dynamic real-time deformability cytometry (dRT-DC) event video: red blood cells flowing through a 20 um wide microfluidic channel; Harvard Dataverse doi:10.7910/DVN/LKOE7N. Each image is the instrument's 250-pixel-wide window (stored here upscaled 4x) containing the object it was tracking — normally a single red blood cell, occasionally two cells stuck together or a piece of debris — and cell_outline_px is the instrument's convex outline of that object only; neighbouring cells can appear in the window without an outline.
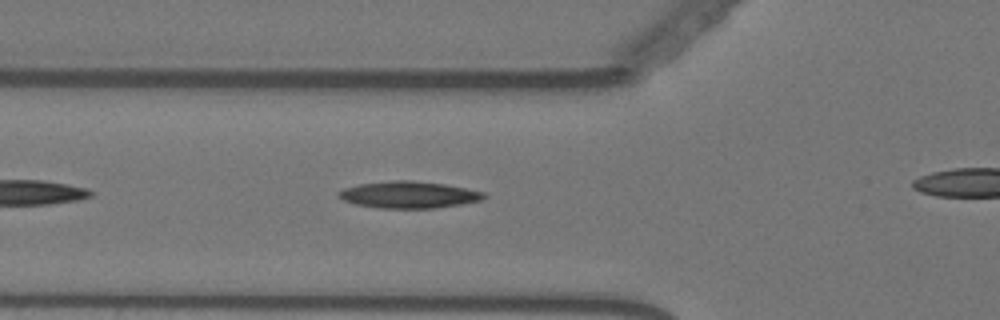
{"species": "Egyptian fruit bat (a non-hibernating species)", "species_latin": "Rousettus aegyptiacus", "temperature_condition": "warm", "stored_images_in_passage": 34, "camera_frame_rate_fps": 3000, "um_per_image_px": 0.085, "animal": {"sex": "female"}, "frame": {"image": 1, "passage_image": 6, "time_ms": 1.667, "image_size_px": [1000, 320], "cell_outline_px": [[488, 196], [480, 200], [460, 204], [436, 208], [380, 208], [356, 204], [344, 200], [336, 196], [344, 188], [360, 184], [392, 180], [412, 180], [444, 184], [484, 192]], "centroid_in_image_um": [34.75, 16.55], "position_along_channel_um": 91.1, "area_um2": 22.48}}
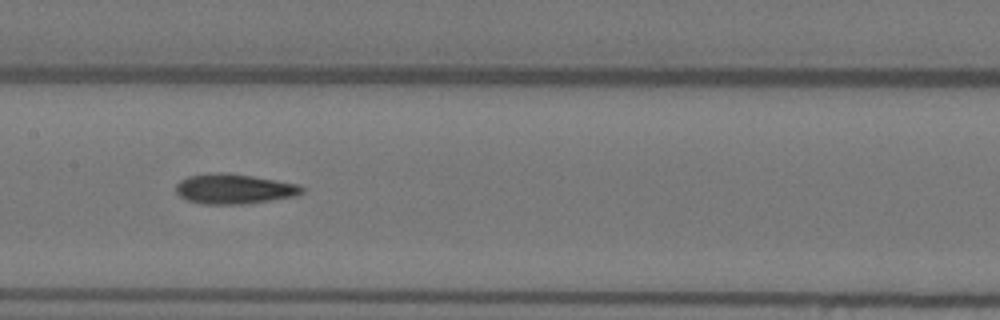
{"frame": {"image": 2, "passage_image": 14, "time_ms": 4.333, "image_size_px": [1000, 320], "cell_outline_px": [[304, 192], [296, 196], [240, 204], [200, 204], [188, 200], [180, 196], [176, 192], [176, 184], [180, 180], [188, 176], [208, 172], [224, 172], [252, 176], [296, 184], [304, 188]], "centroid_in_image_um": [19.84, 16.04], "position_along_channel_um": 187.6, "area_um2": 21.91}}
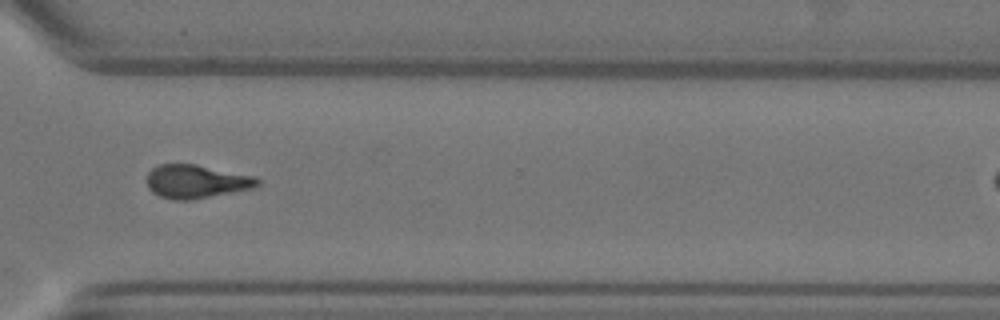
{"frame": {"image": 3, "passage_image": 28, "time_ms": 9.0, "image_size_px": [1000, 320], "cell_outline_px": [[260, 184], [256, 188], [192, 200], [172, 200], [160, 196], [152, 192], [148, 188], [148, 172], [152, 168], [160, 164], [196, 164], [256, 176], [260, 180]], "centroid_in_image_um": [16.73, 15.43], "position_along_channel_um": 353.9, "area_um2": 21.85}, "authors_computed_cell_mechanics": {"area_um2": 21.9062, "velocity_mm_per_s": 3.5807, "shape_relaxation_time_tau1_ms": 7.2706, "shape_relaxation_time_tau2_ms": 3.3286, "deformation_change_tau1": 0.2309, "deformation_change_tau2": 0.1192}}